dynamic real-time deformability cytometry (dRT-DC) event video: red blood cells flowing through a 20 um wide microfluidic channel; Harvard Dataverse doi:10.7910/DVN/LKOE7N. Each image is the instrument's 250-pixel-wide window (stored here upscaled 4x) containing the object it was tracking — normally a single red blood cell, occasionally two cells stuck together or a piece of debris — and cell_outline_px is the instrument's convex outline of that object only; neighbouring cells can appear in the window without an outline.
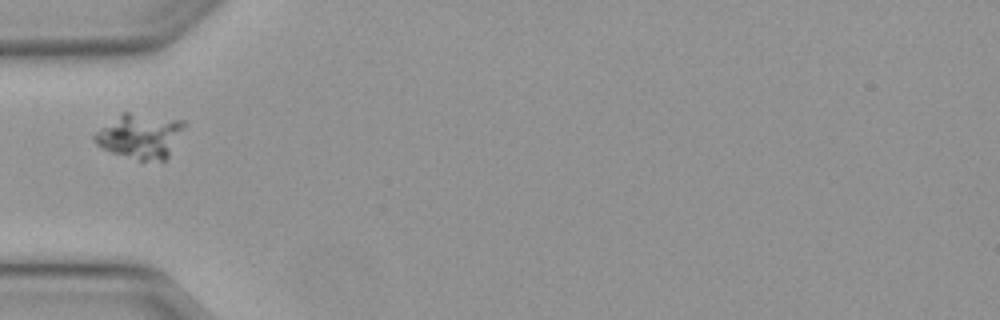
{"species": "Egyptian fruit bat (a non-hibernating species)", "species_latin": "Rousettus aegyptiacus", "temperature_condition": "warm", "stored_images_in_passage": 35, "camera_frame_rate_fps": 3000, "um_per_image_px": 0.085, "animal": {"sex": "female"}, "frame": {"image": 1, "passage_image": 1, "time_ms": 0.0, "image_size_px": [1000, 320], "cell_outline_px": [[184, 128], [168, 156], [164, 160], [140, 160], [112, 152], [100, 148], [92, 140], [92, 136], [100, 128], [124, 112], [128, 112], [184, 120]], "centroid_in_image_um": [11.88, 11.56], "position_along_channel_um": 73.1, "area_um2": 23.0}}
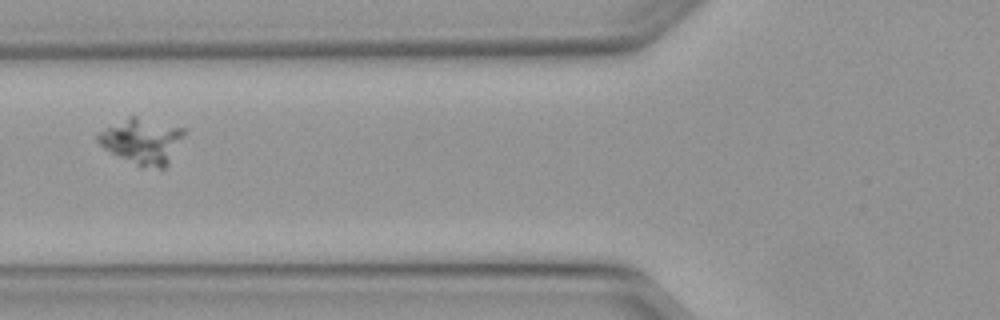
{"frame": {"image": 2, "passage_image": 4, "time_ms": 1.0, "image_size_px": [1000, 320], "cell_outline_px": [[184, 136], [168, 164], [164, 168], [140, 168], [104, 148], [96, 140], [96, 132], [128, 116], [136, 116], [184, 128]], "centroid_in_image_um": [12.05, 12.0], "position_along_channel_um": 113.7, "area_um2": 23.0}}